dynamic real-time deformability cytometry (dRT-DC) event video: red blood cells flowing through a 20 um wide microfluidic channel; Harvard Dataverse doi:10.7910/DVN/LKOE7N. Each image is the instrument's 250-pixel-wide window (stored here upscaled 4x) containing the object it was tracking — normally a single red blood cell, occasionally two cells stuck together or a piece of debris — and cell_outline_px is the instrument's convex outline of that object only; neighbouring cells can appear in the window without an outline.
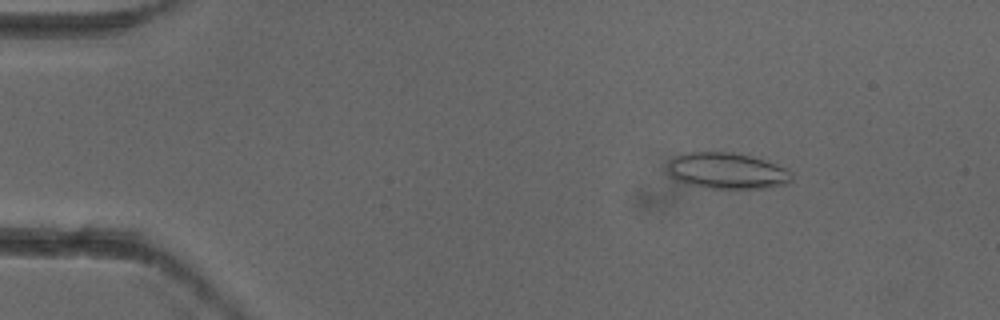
{"species": "common noctule bat (a hibernating species)", "species_latin": "Nyctalus noctula", "temperature_condition": "cold", "stored_images_in_passage": 3, "camera_frame_rate_fps": 3000, "um_per_image_px": 0.085, "animal": {"sex": "female"}, "frame": {"image": 1, "passage_image": 1, "time_ms": 0.0, "image_size_px": [1000, 320], "cell_outline_px": [[792, 180], [788, 184], [768, 188], [708, 188], [684, 184], [676, 180], [668, 172], [668, 160], [676, 156], [688, 152], [732, 152], [764, 160], [784, 168], [792, 172]], "centroid_in_image_um": [61.77, 14.53], "position_along_channel_um": 23.2, "area_um2": 26.18}}